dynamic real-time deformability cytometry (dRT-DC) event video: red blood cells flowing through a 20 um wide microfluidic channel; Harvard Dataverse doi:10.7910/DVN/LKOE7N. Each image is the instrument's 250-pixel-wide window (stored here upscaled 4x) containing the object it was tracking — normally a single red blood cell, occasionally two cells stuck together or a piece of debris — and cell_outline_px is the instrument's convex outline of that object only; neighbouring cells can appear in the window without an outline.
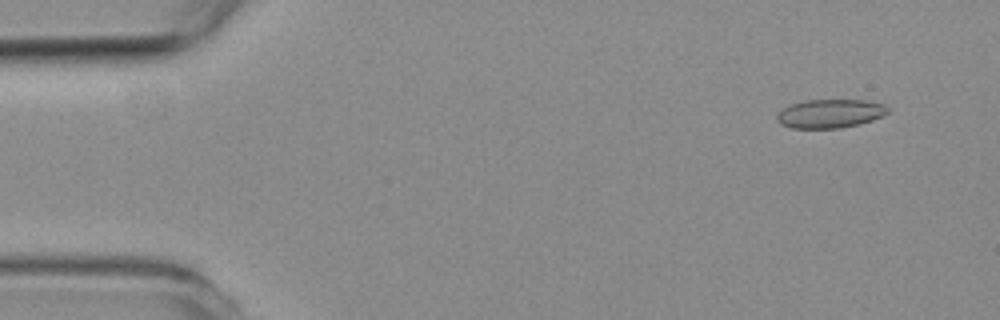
{"species": "common noctule bat (a hibernating species)", "species_latin": "Nyctalus noctula", "temperature_condition": "room temperature", "stored_images_in_passage": 55, "segment_of_instrument_passage": [1, 2], "camera_frame_rate_fps": 3000, "um_per_image_px": 0.085, "animal": {"sex": "female", "body_mass_g": 19.3, "forearm_length_mm": 54.1}, "frame": {"image": 1, "passage_image": 4, "time_ms": 1.0, "image_size_px": [1000, 320], "cell_outline_px": [[888, 112], [872, 120], [860, 124], [840, 128], [792, 128], [780, 124], [776, 120], [776, 116], [784, 108], [792, 104], [804, 100], [864, 100], [884, 104], [888, 108]], "centroid_in_image_um": [70.54, 9.66], "position_along_channel_um": 14.5, "area_um2": 18.44}}
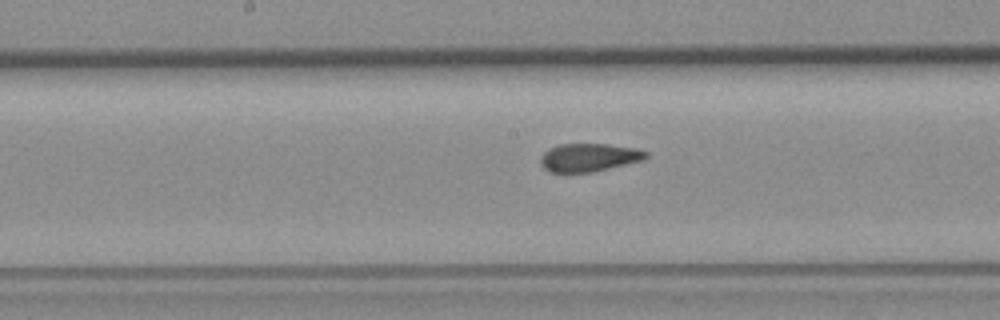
{"frame": {"image": 2, "passage_image": 27, "time_ms": 8.667, "image_size_px": [1000, 320], "cell_outline_px": [[648, 156], [644, 160], [592, 172], [548, 172], [540, 164], [540, 156], [548, 148], [560, 144], [608, 144], [636, 148], [648, 152]], "centroid_in_image_um": [50.05, 13.38], "position_along_channel_um": 198.2, "area_um2": 17.4}}
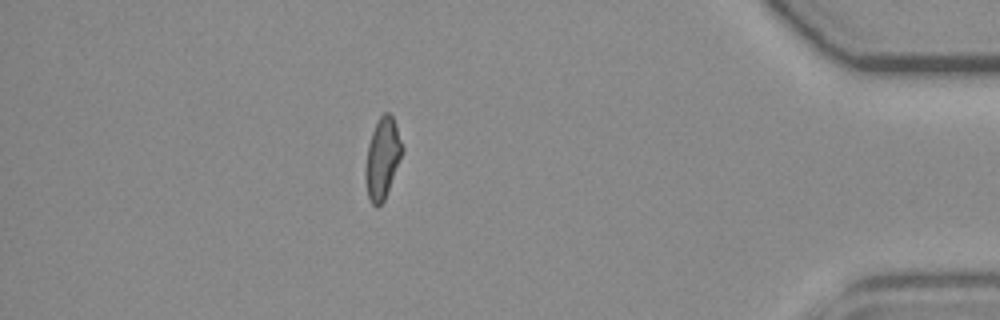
{"frame": {"image": 3, "passage_image": 47, "time_ms": 15.333, "image_size_px": [1000, 320], "cell_outline_px": [[404, 148], [384, 200], [380, 204], [372, 204], [368, 196], [364, 180], [364, 168], [368, 144], [372, 132], [380, 116], [384, 112], [388, 112], [392, 116], [396, 124]], "centroid_in_image_um": [32.48, 13.43], "position_along_channel_um": 402.7, "area_um2": 17.17}}